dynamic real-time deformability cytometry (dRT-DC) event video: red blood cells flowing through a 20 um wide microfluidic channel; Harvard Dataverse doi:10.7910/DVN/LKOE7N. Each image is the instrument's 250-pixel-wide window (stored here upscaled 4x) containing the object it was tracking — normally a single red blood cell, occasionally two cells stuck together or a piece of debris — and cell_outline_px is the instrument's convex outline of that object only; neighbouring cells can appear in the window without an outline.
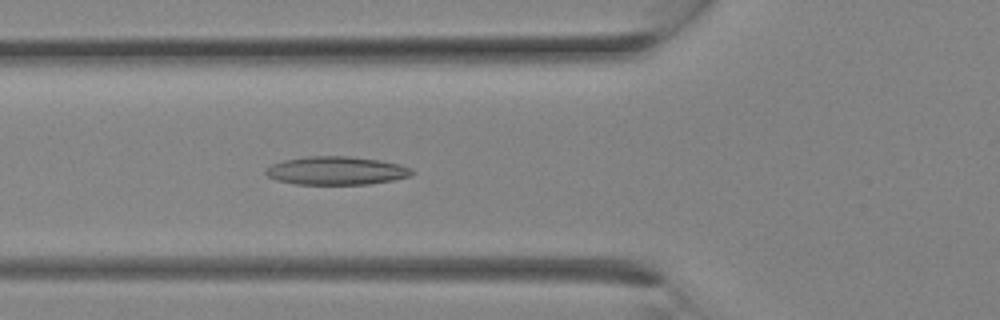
{"species": "Egyptian fruit bat (a non-hibernating species)", "species_latin": "Rousettus aegyptiacus", "temperature_condition": "room temperature", "stored_images_in_passage": 3, "camera_frame_rate_fps": 3000, "um_per_image_px": 0.085, "animal": {"sex": "female"}, "frame": {"image": 1, "passage_image": 3, "time_ms": 0.667, "image_size_px": [1000, 320], "cell_outline_px": [[416, 172], [412, 176], [392, 180], [368, 184], [296, 184], [276, 180], [268, 176], [264, 172], [264, 168], [272, 164], [284, 160], [304, 156], [352, 156], [380, 160], [400, 164], [412, 168]], "centroid_in_image_um": [28.6, 14.5], "position_along_channel_um": 97.2, "area_um2": 24.39}}